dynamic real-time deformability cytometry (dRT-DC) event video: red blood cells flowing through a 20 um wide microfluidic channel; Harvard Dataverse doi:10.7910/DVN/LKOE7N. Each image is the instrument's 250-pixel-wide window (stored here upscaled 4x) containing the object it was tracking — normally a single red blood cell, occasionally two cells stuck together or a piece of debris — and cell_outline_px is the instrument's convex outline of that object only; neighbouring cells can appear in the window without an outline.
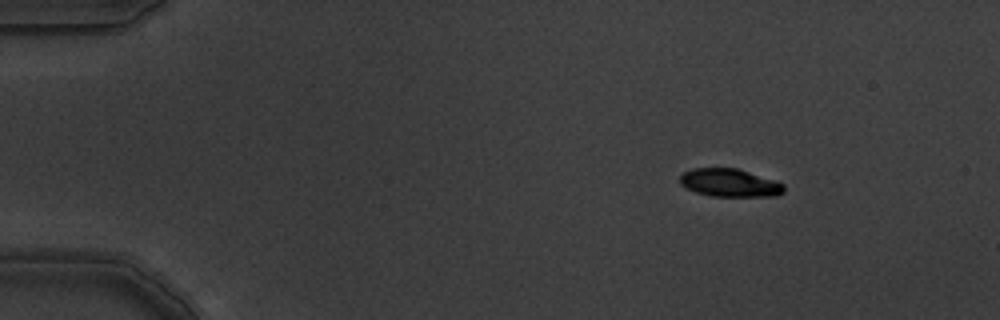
{"species": "common noctule bat (a hibernating species)", "species_latin": "Nyctalus noctula", "temperature_condition": "warm", "stored_images_in_passage": 5, "camera_frame_rate_fps": 3000, "um_per_image_px": 0.085, "animal": {"sex": "male", "body_mass_g": 19.5, "forearm_length_mm": 54.6}, "frame": {"image": 1, "passage_image": 2, "time_ms": 0.333, "image_size_px": [1000, 320], "cell_outline_px": [[784, 192], [776, 196], [712, 196], [696, 192], [680, 184], [680, 176], [684, 172], [692, 168], [736, 168], [776, 180], [784, 184]], "centroid_in_image_um": [62.04, 15.54], "position_along_channel_um": 23.0, "area_um2": 16.94}}
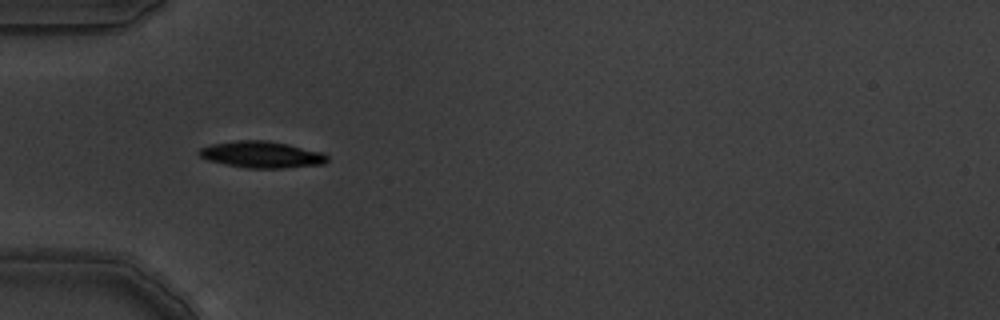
{"frame": {"image": 2, "passage_image": 5, "time_ms": 1.333, "image_size_px": [1000, 320], "cell_outline_px": [[328, 160], [324, 164], [280, 168], [248, 168], [208, 160], [200, 156], [200, 148], [212, 144], [236, 140], [268, 140], [288, 144], [324, 152], [328, 156]], "centroid_in_image_um": [22.3, 13.13], "position_along_channel_um": 62.7, "area_um2": 19.71}}